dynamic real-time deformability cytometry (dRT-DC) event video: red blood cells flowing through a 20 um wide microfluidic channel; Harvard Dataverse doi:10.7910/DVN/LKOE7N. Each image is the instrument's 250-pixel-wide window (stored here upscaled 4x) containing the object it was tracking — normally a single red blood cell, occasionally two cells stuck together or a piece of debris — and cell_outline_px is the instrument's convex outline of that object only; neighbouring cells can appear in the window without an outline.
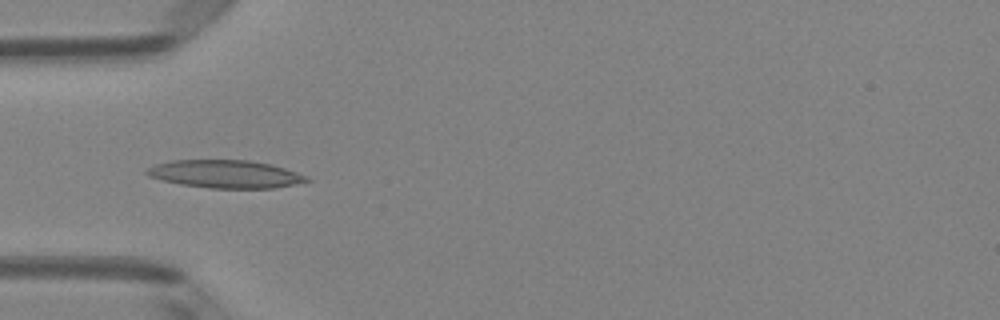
{"species": "Egyptian fruit bat (a non-hibernating species)", "species_latin": "Rousettus aegyptiacus", "temperature_condition": "room temperature", "stored_images_in_passage": 8, "camera_frame_rate_fps": 3000, "um_per_image_px": 0.085, "animal": {"sex": "female"}, "frame": {"image": 1, "passage_image": 5, "time_ms": 1.333, "image_size_px": [1000, 320], "cell_outline_px": [[312, 180], [272, 188], [208, 188], [180, 184], [148, 176], [144, 172], [148, 168], [156, 164], [172, 160], [248, 160], [272, 164], [308, 176]], "centroid_in_image_um": [19.15, 14.79], "position_along_channel_um": 65.8, "area_um2": 25.84}}
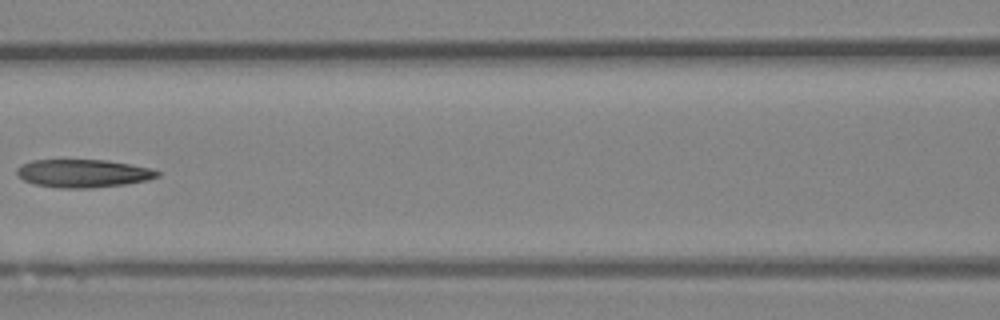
{"frame": {"image": 2, "passage_image": 7, "time_ms": 2.0, "image_size_px": [1000, 320], "cell_outline_px": [[160, 176], [148, 180], [124, 184], [92, 188], [60, 188], [36, 184], [24, 180], [16, 172], [16, 168], [20, 164], [32, 160], [108, 160], [152, 168], [160, 172]], "centroid_in_image_um": [7.09, 14.73], "position_along_channel_um": 159.5, "area_um2": 23.0}}
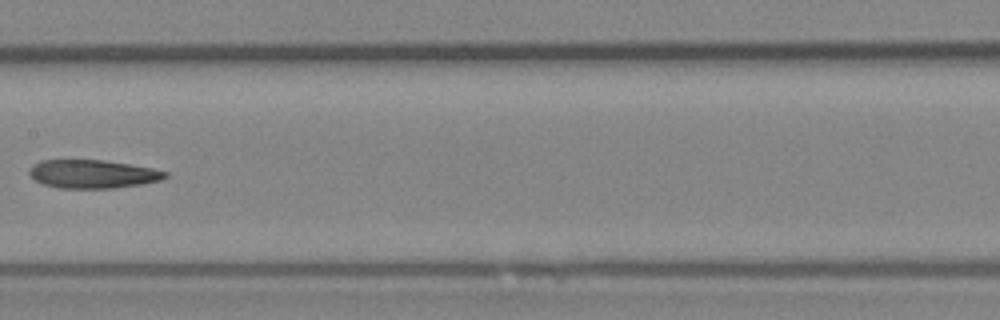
{"frame": {"image": 3, "passage_image": 8, "time_ms": 2.333, "image_size_px": [1000, 320], "cell_outline_px": [[168, 176], [160, 180], [144, 184], [116, 188], [60, 188], [44, 184], [36, 180], [28, 172], [32, 164], [40, 160], [104, 160], [152, 168], [168, 172]], "centroid_in_image_um": [7.89, 14.79], "position_along_channel_um": 199.5, "area_um2": 22.48}}